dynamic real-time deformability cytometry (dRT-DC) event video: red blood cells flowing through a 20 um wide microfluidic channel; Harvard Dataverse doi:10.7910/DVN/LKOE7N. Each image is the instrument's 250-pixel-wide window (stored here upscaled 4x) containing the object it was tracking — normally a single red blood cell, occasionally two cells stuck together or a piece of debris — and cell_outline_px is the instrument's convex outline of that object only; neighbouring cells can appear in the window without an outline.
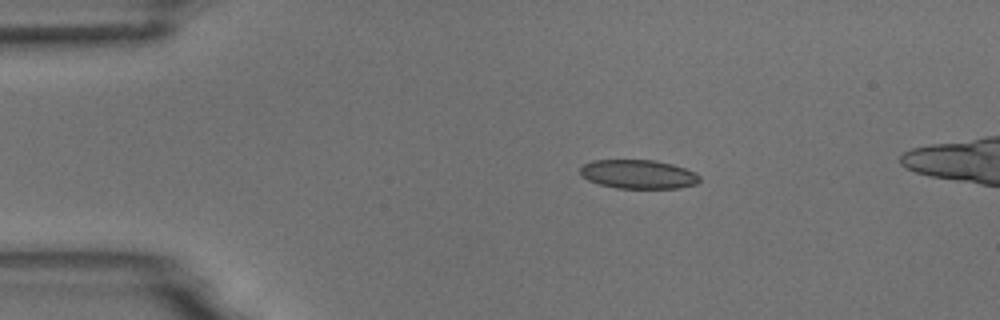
{"species": "common noctule bat (a hibernating species)", "species_latin": "Nyctalus noctula", "temperature_condition": "room temperature", "stored_images_in_passage": 6, "camera_frame_rate_fps": 3000, "um_per_image_px": 0.085, "animal": {"sex": "male", "body_mass_g": 18.8}, "frame": {"image": 1, "passage_image": 2, "time_ms": 2.0, "image_size_px": [1000, 320], "cell_outline_px": [[700, 180], [696, 184], [680, 188], [616, 188], [600, 184], [588, 180], [580, 172], [580, 168], [584, 164], [592, 160], [656, 160], [672, 164], [696, 172], [700, 176]], "centroid_in_image_um": [54.28, 14.81], "position_along_channel_um": 30.7, "area_um2": 20.11}}